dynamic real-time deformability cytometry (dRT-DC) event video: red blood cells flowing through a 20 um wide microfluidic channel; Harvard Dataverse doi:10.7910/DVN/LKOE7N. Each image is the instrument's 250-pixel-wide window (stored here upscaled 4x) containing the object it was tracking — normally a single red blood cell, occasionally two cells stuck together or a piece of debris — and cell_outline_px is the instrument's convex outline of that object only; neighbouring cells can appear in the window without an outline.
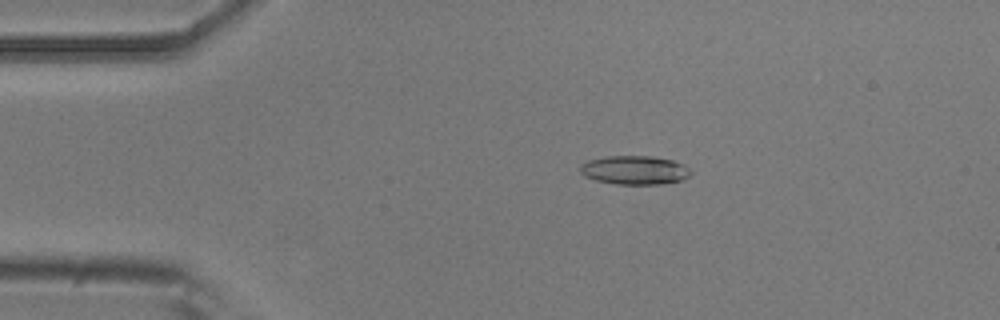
{"species": "common noctule bat (a hibernating species)", "species_latin": "Nyctalus noctula", "temperature_condition": "room temperature", "stored_images_in_passage": 50, "camera_frame_rate_fps": 3000, "um_per_image_px": 0.085, "animal": {"sex": "male", "body_mass_g": 20.5, "forearm_length_mm": 52.5}, "frame": {"image": 1, "passage_image": 10, "time_ms": 3.0, "image_size_px": [1000, 320], "cell_outline_px": [[692, 172], [688, 176], [680, 180], [660, 184], [616, 184], [596, 180], [584, 176], [580, 172], [580, 164], [588, 160], [608, 156], [652, 156], [672, 160], [684, 164]], "centroid_in_image_um": [53.92, 14.45], "position_along_channel_um": 31.1, "area_um2": 18.5}}
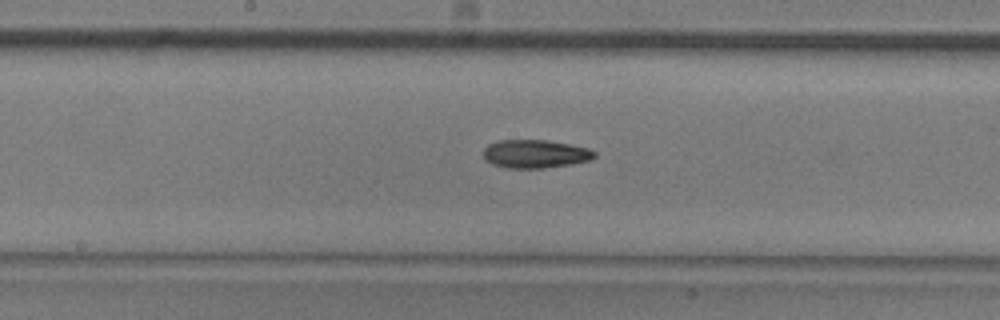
{"frame": {"image": 2, "passage_image": 27, "time_ms": 8.667, "image_size_px": [1000, 320], "cell_outline_px": [[596, 156], [592, 160], [572, 164], [544, 168], [508, 168], [492, 164], [484, 160], [484, 148], [488, 144], [500, 140], [544, 140], [568, 144], [588, 148], [596, 152]], "centroid_in_image_um": [45.5, 13.09], "position_along_channel_um": 202.7, "area_um2": 18.38}}
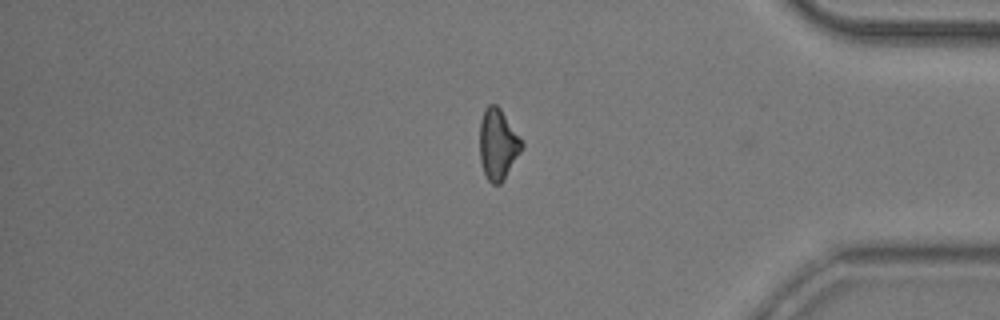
{"frame": {"image": 3, "passage_image": 44, "time_ms": 14.333, "image_size_px": [1000, 320], "cell_outline_px": [[524, 148], [504, 180], [500, 184], [492, 184], [488, 180], [484, 172], [480, 160], [480, 120], [484, 108], [488, 104], [496, 104], [500, 108], [524, 144]], "centroid_in_image_um": [42.32, 12.27], "position_along_channel_um": 392.9, "area_um2": 17.46}, "authors_computed_cell_mechanics": {"area_um2": 18.1492, "velocity_mm_per_s": 3.8191, "shape_relaxation_time_tau1_ms": 4.5622, "shape_relaxation_time_tau2_ms": null, "deformation_change_tau1": 0.1413, "deformation_change_tau2": null}}